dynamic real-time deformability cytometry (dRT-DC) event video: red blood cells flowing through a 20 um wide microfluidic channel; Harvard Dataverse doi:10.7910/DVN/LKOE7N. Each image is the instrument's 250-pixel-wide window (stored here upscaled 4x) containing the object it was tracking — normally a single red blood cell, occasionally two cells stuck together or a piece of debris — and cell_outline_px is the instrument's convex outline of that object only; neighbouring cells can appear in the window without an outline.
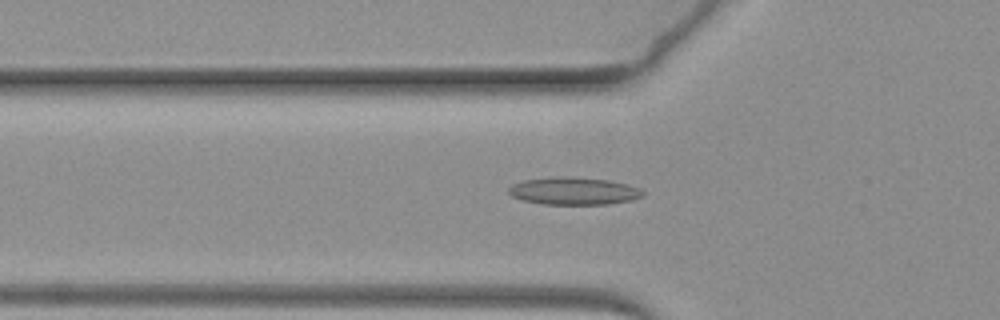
{"species": "common noctule bat (a hibernating species)", "species_latin": "Nyctalus noctula", "temperature_condition": "warm", "stored_images_in_passage": 61, "camera_frame_rate_fps": 3000, "um_per_image_px": 0.085, "animal": {"sex": "female", "body_mass_g": 19.3, "forearm_length_mm": 54.1}, "frame": {"image": 1, "passage_image": 23, "time_ms": 7.333, "image_size_px": [1000, 320], "cell_outline_px": [[644, 196], [632, 200], [608, 204], [544, 204], [520, 200], [512, 196], [508, 192], [508, 188], [512, 184], [524, 180], [556, 176], [572, 176], [608, 180], [628, 184], [640, 188], [644, 192]], "centroid_in_image_um": [48.77, 16.23], "position_along_channel_um": 77.0, "area_um2": 21.73}}
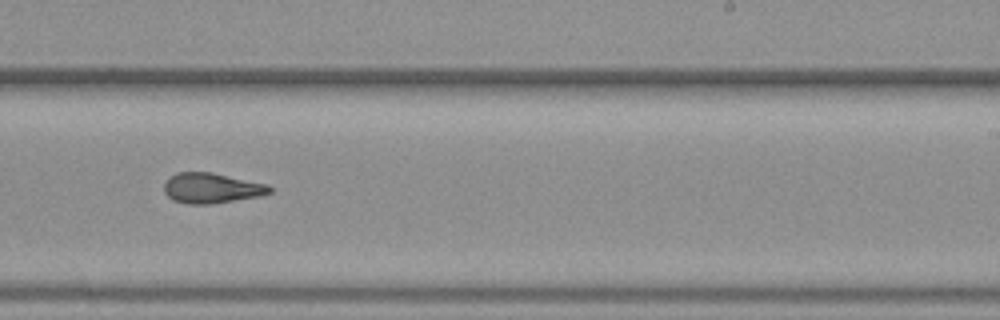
{"frame": {"image": 2, "passage_image": 41, "time_ms": 13.333, "image_size_px": [1000, 320], "cell_outline_px": [[272, 192], [260, 196], [212, 204], [184, 204], [172, 200], [164, 192], [164, 184], [168, 176], [176, 172], [212, 172], [268, 184], [272, 188]], "centroid_in_image_um": [17.96, 15.99], "position_along_channel_um": 271.0, "area_um2": 18.9}}
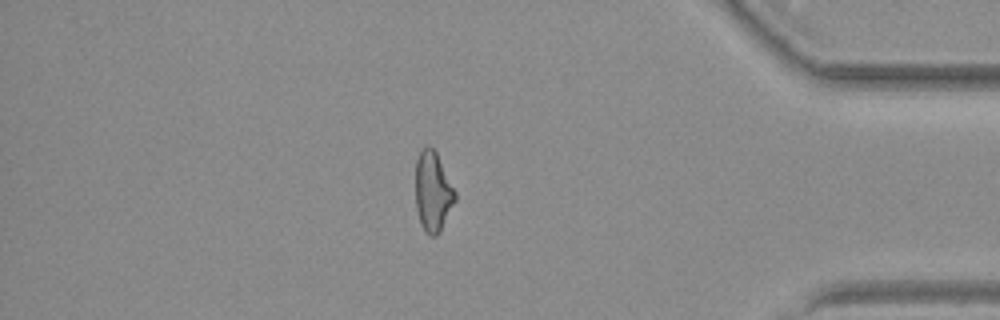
{"frame": {"image": 3, "passage_image": 56, "time_ms": 18.333, "image_size_px": [1000, 320], "cell_outline_px": [[456, 200], [440, 232], [436, 236], [432, 236], [424, 232], [420, 224], [416, 208], [416, 160], [420, 148], [424, 144], [428, 144], [436, 152], [456, 192]], "centroid_in_image_um": [36.78, 16.28], "position_along_channel_um": 398.4, "area_um2": 18.67}}